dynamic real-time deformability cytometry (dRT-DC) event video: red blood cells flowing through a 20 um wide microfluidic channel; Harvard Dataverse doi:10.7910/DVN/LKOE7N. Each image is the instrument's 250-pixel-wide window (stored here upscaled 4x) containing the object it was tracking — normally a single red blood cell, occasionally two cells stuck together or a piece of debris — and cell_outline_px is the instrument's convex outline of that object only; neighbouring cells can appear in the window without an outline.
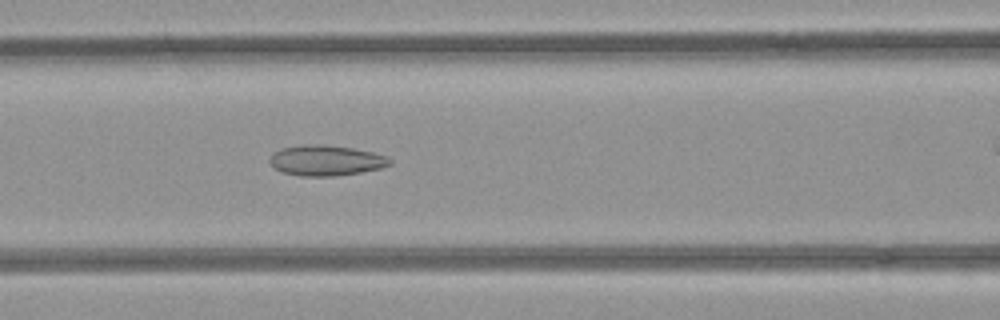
{"species": "common noctule bat (a hibernating species)", "species_latin": "Nyctalus noctula", "temperature_condition": "room temperature", "stored_images_in_passage": 41, "camera_frame_rate_fps": 3000, "um_per_image_px": 0.085, "animal": {"sex": "female", "body_mass_g": 21.9}, "frame": {"image": 1, "passage_image": 21, "time_ms": 6.667, "image_size_px": [1000, 320], "cell_outline_px": [[392, 164], [380, 168], [360, 172], [336, 176], [300, 176], [280, 172], [268, 160], [272, 152], [280, 148], [304, 144], [324, 144], [352, 148], [372, 152], [388, 156], [392, 160]], "centroid_in_image_um": [27.69, 13.63], "position_along_channel_um": 138.9, "area_um2": 21.56}}
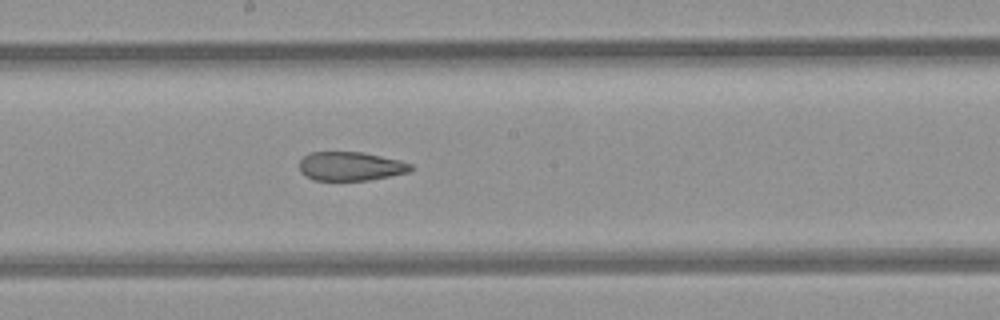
{"frame": {"image": 2, "passage_image": 27, "time_ms": 8.667, "image_size_px": [1000, 320], "cell_outline_px": [[412, 168], [408, 172], [368, 180], [312, 180], [304, 176], [300, 172], [300, 160], [308, 152], [364, 152], [400, 160], [412, 164]], "centroid_in_image_um": [29.76, 14.12], "position_along_channel_um": 218.4, "area_um2": 18.79}}
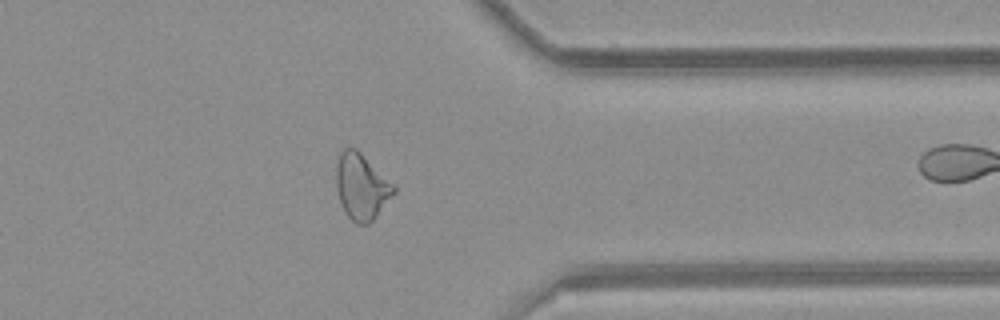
{"frame": {"image": 3, "passage_image": 40, "time_ms": 13.0, "image_size_px": [1000, 320], "cell_outline_px": [[396, 192], [376, 216], [368, 224], [356, 224], [344, 212], [336, 188], [336, 168], [340, 152], [344, 148], [356, 148], [396, 188]], "centroid_in_image_um": [30.7, 15.88], "position_along_channel_um": 380.7, "area_um2": 21.73}}